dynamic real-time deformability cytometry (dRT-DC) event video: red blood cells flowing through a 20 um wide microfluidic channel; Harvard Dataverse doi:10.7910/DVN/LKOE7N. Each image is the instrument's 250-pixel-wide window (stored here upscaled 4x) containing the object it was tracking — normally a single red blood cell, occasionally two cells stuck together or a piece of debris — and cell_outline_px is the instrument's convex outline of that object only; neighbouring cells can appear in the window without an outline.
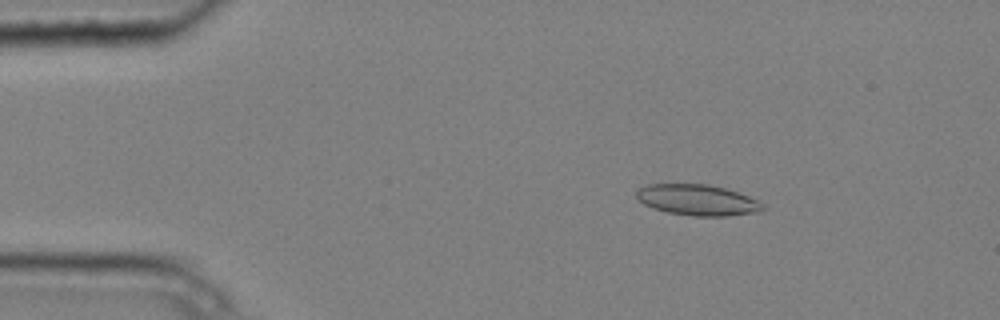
{"species": "common noctule bat (a hibernating species)", "species_latin": "Nyctalus noctula", "temperature_condition": "cold", "stored_images_in_passage": 4, "camera_frame_rate_fps": 3000, "um_per_image_px": 0.085, "animal": {"sex": "male", "body_mass_g": 20.4}, "frame": {"image": 1, "passage_image": 2, "time_ms": 0.333, "image_size_px": [1000, 320], "cell_outline_px": [[764, 208], [760, 212], [728, 216], [692, 216], [668, 212], [652, 208], [644, 204], [636, 196], [636, 192], [640, 188], [648, 184], [708, 184], [724, 188], [748, 196], [764, 204]], "centroid_in_image_um": [59.29, 17.01], "position_along_channel_um": 25.7, "area_um2": 22.66}}